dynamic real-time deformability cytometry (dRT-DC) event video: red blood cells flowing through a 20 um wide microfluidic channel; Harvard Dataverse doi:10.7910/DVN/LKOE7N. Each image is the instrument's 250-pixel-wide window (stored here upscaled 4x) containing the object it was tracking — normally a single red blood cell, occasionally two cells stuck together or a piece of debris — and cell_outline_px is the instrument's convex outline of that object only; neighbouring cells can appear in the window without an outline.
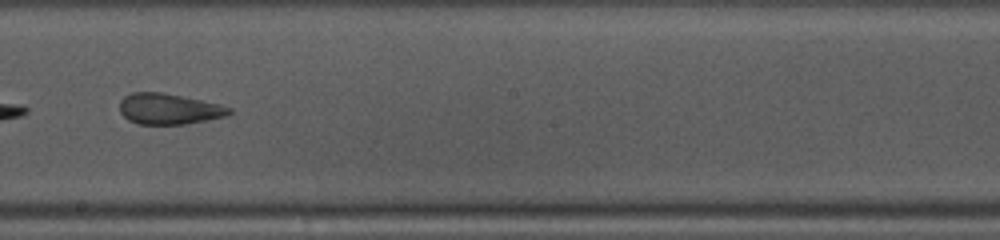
{"species": "common noctule bat (a hibernating species)", "species_latin": "Nyctalus noctula", "temperature_condition": "warm", "stored_images_in_passage": 30, "camera_frame_rate_fps": 3000, "um_per_image_px": 0.085, "animal": {"sex": "female", "body_mass_g": 10.0, "forearm_length_mm": 53.1}, "frame": {"image": 1, "passage_image": 13, "time_ms": 4.0, "image_size_px": [1000, 240], "cell_outline_px": [[232, 112], [228, 116], [184, 124], [136, 124], [128, 120], [120, 112], [120, 100], [124, 96], [132, 92], [160, 92], [220, 104], [232, 108]], "centroid_in_image_um": [14.35, 9.26], "position_along_channel_um": 233.9, "area_um2": 19.65}}
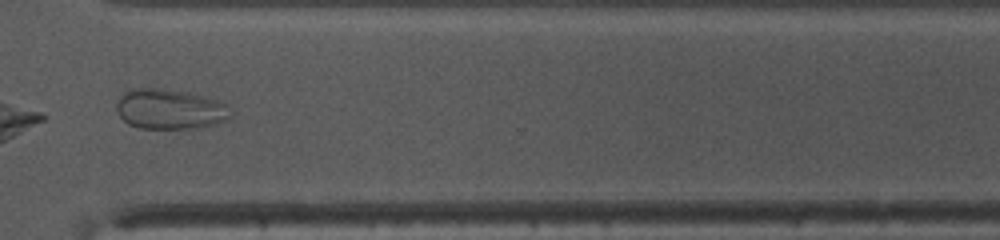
{"frame": {"image": 2, "passage_image": 22, "time_ms": 7.0, "image_size_px": [1000, 240], "cell_outline_px": [[232, 116], [228, 120], [196, 128], [140, 128], [128, 124], [116, 112], [116, 104], [120, 96], [128, 88], [160, 88], [188, 92], [208, 96], [224, 104]], "centroid_in_image_um": [14.4, 9.26], "position_along_channel_um": 356.2, "area_um2": 26.76}}